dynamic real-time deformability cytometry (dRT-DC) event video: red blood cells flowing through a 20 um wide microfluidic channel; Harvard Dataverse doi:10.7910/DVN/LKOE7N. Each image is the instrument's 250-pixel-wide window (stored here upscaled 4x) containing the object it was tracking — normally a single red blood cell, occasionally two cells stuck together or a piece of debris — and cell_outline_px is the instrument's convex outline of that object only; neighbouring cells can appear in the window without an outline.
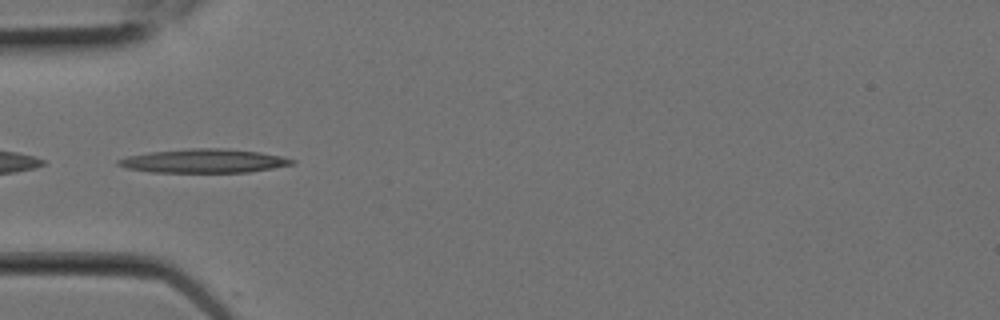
{"species": "Egyptian fruit bat (a non-hibernating species)", "species_latin": "Rousettus aegyptiacus", "temperature_condition": "room temperature", "stored_images_in_passage": 7, "camera_frame_rate_fps": 3000, "um_per_image_px": 0.085, "animal": {"sex": "female"}, "frame": {"image": 1, "passage_image": 5, "time_ms": 1.333, "image_size_px": [1000, 320], "cell_outline_px": [[296, 160], [292, 164], [272, 168], [248, 172], [152, 172], [128, 168], [116, 164], [116, 160], [128, 156], [148, 152], [188, 148], [220, 148], [260, 152], [280, 156]], "centroid_in_image_um": [17.29, 13.67], "position_along_channel_um": 67.7, "area_um2": 23.93}}
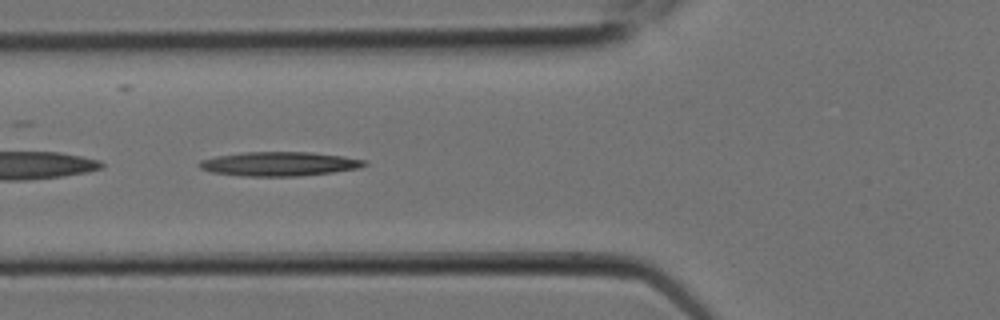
{"frame": {"image": 2, "passage_image": 6, "time_ms": 1.667, "image_size_px": [1000, 320], "cell_outline_px": [[368, 164], [360, 168], [332, 172], [300, 176], [240, 176], [212, 172], [200, 168], [196, 164], [200, 160], [216, 156], [244, 152], [312, 152], [344, 156], [368, 160]], "centroid_in_image_um": [23.75, 13.93], "position_along_channel_um": 102.0, "area_um2": 23.47}}